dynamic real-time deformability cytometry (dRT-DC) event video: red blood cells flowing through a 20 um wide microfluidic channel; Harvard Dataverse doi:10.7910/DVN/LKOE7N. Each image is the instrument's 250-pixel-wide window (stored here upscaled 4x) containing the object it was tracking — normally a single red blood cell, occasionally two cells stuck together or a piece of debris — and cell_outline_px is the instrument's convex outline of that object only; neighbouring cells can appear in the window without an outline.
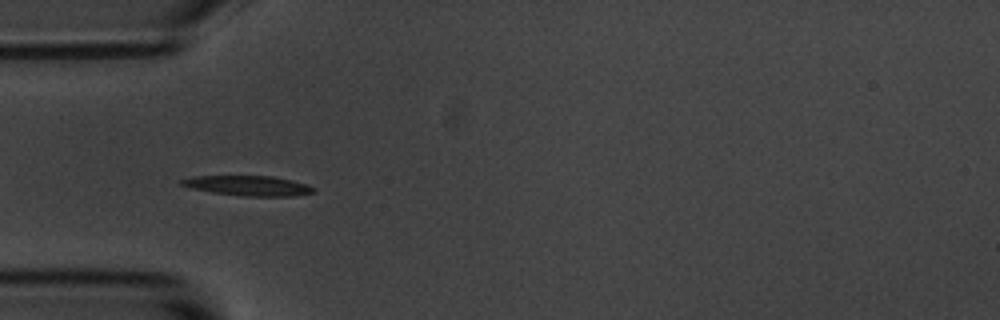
{"species": "common noctule bat (a hibernating species)", "species_latin": "Nyctalus noctula", "temperature_condition": "room temperature", "stored_images_in_passage": 7, "camera_frame_rate_fps": 3000, "um_per_image_px": 0.085, "animal": {"sex": "male", "body_mass_g": 20.1, "forearm_length_mm": 53.5}, "frame": {"image": 1, "passage_image": 5, "time_ms": 1.333, "image_size_px": [1000, 320], "cell_outline_px": [[316, 192], [292, 196], [244, 196], [212, 192], [192, 188], [180, 184], [180, 180], [192, 176], [272, 176], [292, 180], [316, 188]], "centroid_in_image_um": [21.11, 15.78], "position_along_channel_um": 63.9, "area_um2": 15.26}}
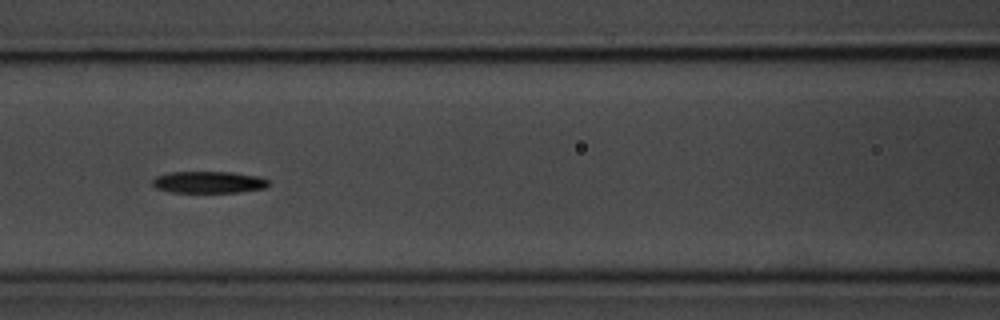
{"frame": {"image": 2, "passage_image": 7, "time_ms": 2.0, "image_size_px": [1000, 320], "cell_outline_px": [[268, 184], [264, 188], [240, 192], [168, 192], [156, 188], [152, 184], [152, 180], [156, 176], [172, 172], [232, 172], [260, 176], [268, 180]], "centroid_in_image_um": [17.73, 15.48], "position_along_channel_um": 148.9, "area_um2": 14.74}}